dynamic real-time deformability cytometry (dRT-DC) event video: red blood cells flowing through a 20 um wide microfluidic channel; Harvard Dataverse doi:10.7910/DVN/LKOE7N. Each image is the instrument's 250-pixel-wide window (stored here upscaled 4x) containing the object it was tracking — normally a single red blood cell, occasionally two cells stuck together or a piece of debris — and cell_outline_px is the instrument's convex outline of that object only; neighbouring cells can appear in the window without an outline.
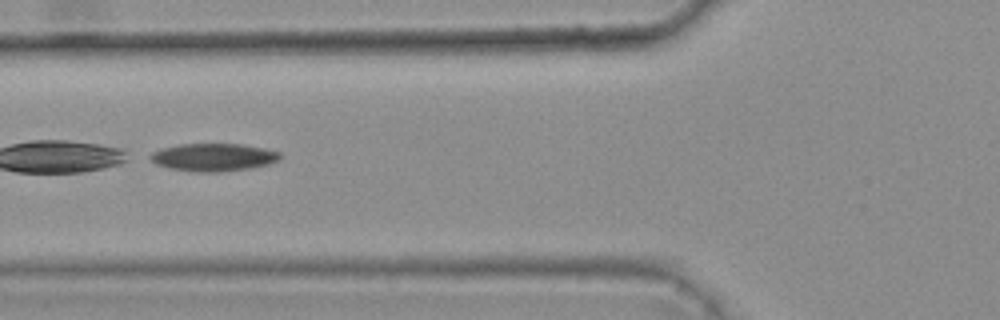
{"species": "common noctule bat (a hibernating species)", "species_latin": "Nyctalus noctula", "temperature_condition": "warm", "stored_images_in_passage": 4, "camera_frame_rate_fps": 3000, "um_per_image_px": 0.085, "animal": {"sex": "female", "body_mass_g": 25.1}, "frame": {"image": 1, "passage_image": 3, "time_ms": 0.667, "image_size_px": [1000, 320], "cell_outline_px": [[280, 160], [268, 164], [248, 168], [224, 172], [192, 172], [168, 168], [156, 164], [148, 156], [152, 152], [160, 148], [180, 144], [244, 144], [264, 148], [280, 152]], "centroid_in_image_um": [18.12, 13.37], "position_along_channel_um": 107.7, "area_um2": 21.15}}